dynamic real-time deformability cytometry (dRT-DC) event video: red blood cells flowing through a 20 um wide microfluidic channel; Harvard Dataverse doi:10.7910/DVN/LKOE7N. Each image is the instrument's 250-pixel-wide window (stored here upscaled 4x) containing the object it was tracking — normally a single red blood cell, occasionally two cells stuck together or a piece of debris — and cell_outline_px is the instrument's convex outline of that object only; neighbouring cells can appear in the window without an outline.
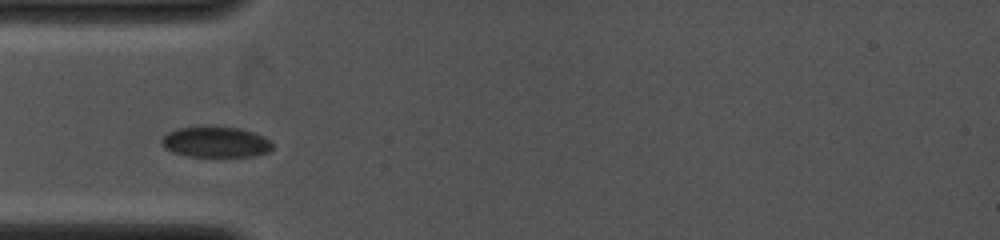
{"species": "common noctule bat (a hibernating species)", "species_latin": "Nyctalus noctula", "temperature_condition": "cold", "stored_images_in_passage": 3, "camera_frame_rate_fps": 4000, "um_per_image_px": 0.085, "animal": {"sex": "female", "body_mass_g": 19.0, "forearm_length_mm": 53.3}, "frame": {"image": 1, "passage_image": 1, "time_ms": 0.0, "image_size_px": [1000, 240], "cell_outline_px": [[272, 148], [268, 152], [252, 156], [188, 156], [172, 152], [164, 148], [160, 140], [168, 132], [176, 128], [204, 124], [240, 128], [264, 136], [272, 144]], "centroid_in_image_um": [18.28, 12.03], "position_along_channel_um": 66.7, "area_um2": 20.29}}
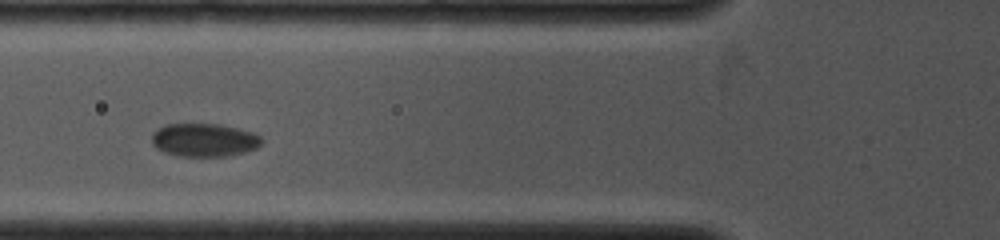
{"frame": {"image": 2, "passage_image": 2, "time_ms": 1.0, "image_size_px": [1000, 240], "cell_outline_px": [[264, 140], [256, 148], [244, 152], [228, 156], [176, 156], [164, 152], [156, 148], [152, 144], [152, 132], [156, 128], [164, 124], [220, 124], [252, 132], [260, 136]], "centroid_in_image_um": [17.32, 11.9], "position_along_channel_um": 108.5, "area_um2": 21.44}}
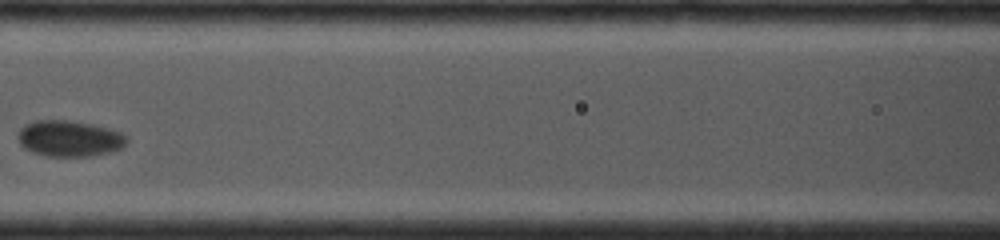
{"frame": {"image": 3, "passage_image": 3, "time_ms": 2.25, "image_size_px": [1000, 240], "cell_outline_px": [[128, 140], [120, 148], [108, 152], [88, 156], [48, 156], [32, 152], [24, 148], [20, 144], [16, 136], [20, 128], [24, 124], [36, 120], [68, 120], [92, 124], [108, 128], [120, 132], [128, 136]], "centroid_in_image_um": [5.85, 11.76], "position_along_channel_um": 160.7, "area_um2": 22.89}}